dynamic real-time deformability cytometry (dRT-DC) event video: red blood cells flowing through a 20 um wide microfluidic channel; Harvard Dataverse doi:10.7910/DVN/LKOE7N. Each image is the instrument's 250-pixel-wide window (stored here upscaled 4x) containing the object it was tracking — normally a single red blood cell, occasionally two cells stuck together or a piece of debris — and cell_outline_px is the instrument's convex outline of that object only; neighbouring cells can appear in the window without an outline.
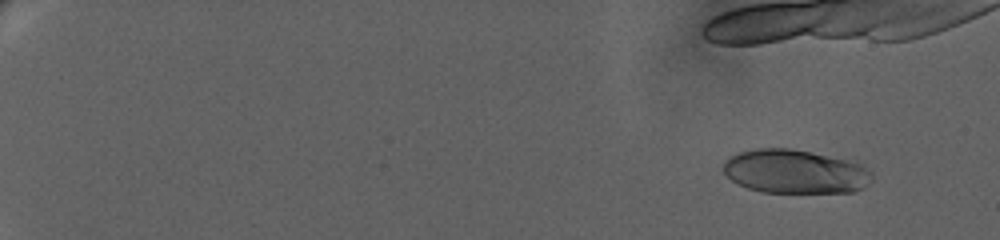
{"species": "human", "species_latin": "Homo sapiens", "temperature_condition": "warm", "stored_images_in_passage": 29, "camera_frame_rate_fps": 3000, "um_per_image_px": 0.085, "donor": {"sex": "female"}, "frame": {"image": 1, "passage_image": 7, "time_ms": 2.0, "image_size_px": [1000, 240], "cell_outline_px": [[872, 180], [864, 188], [852, 192], [760, 192], [748, 188], [732, 180], [724, 172], [724, 160], [740, 152], [756, 148], [792, 148], [856, 160], [872, 172]], "centroid_in_image_um": [67.65, 14.57], "position_along_channel_um": 17.4, "area_um2": 38.38}}